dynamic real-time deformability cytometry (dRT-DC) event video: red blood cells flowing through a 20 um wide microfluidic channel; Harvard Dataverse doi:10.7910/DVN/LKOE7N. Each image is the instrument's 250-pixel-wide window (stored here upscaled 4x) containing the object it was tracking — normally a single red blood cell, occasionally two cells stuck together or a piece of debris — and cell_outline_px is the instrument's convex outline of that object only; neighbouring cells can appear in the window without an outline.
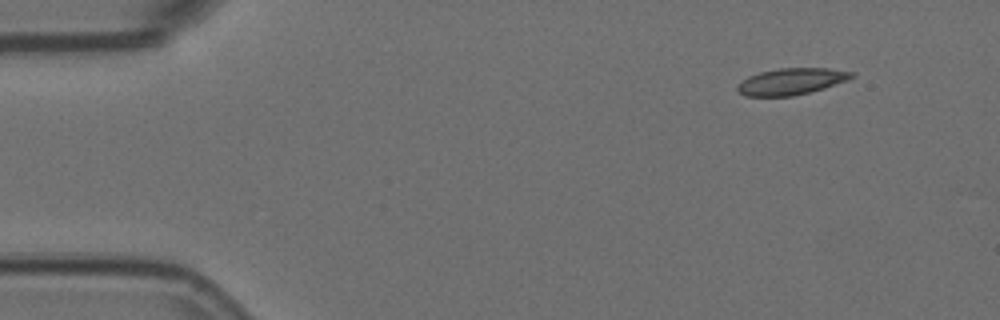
{"species": "Egyptian fruit bat (a non-hibernating species)", "species_latin": "Rousettus aegyptiacus", "temperature_condition": "room temperature", "stored_images_in_passage": 4, "camera_frame_rate_fps": 3000, "um_per_image_px": 0.085, "animal": {"sex": "female"}, "frame": {"image": 1, "passage_image": 1, "time_ms": 0.0, "image_size_px": [1000, 320], "cell_outline_px": [[856, 76], [848, 80], [824, 88], [792, 96], [744, 96], [736, 88], [736, 84], [748, 76], [760, 72], [780, 68], [828, 68], [856, 72]], "centroid_in_image_um": [67.28, 6.91], "position_along_channel_um": 17.7, "area_um2": 17.74}}
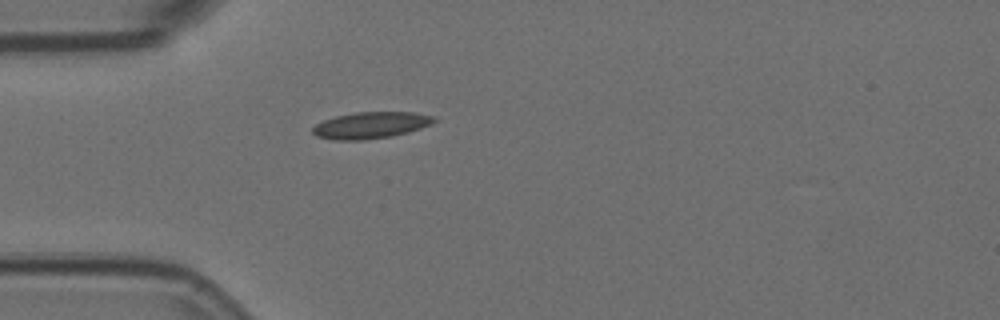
{"frame": {"image": 2, "passage_image": 4, "time_ms": 1.0, "image_size_px": [1000, 320], "cell_outline_px": [[436, 120], [432, 124], [408, 132], [392, 136], [364, 140], [332, 140], [316, 136], [312, 132], [312, 128], [316, 124], [324, 120], [336, 116], [356, 112], [412, 112], [436, 116]], "centroid_in_image_um": [31.52, 10.64], "position_along_channel_um": 53.5, "area_um2": 18.84}}